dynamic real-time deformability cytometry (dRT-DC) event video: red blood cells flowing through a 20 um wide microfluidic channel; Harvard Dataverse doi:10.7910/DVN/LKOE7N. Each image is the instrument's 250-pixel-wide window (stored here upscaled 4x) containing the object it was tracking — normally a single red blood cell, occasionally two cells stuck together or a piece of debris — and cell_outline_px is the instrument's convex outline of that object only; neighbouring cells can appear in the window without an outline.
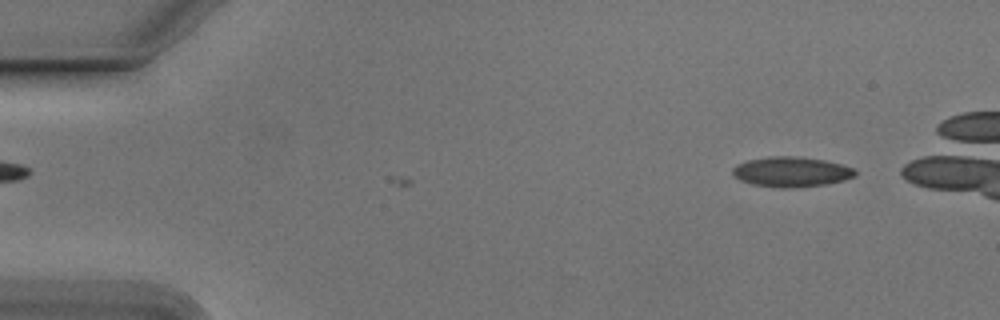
{"species": "Egyptian fruit bat (a non-hibernating species)", "species_latin": "Rousettus aegyptiacus", "temperature_condition": "cold", "stored_images_in_passage": 5, "camera_frame_rate_fps": 3000, "um_per_image_px": 0.085, "animal": {"sex": "male"}, "frame": {"image": 1, "passage_image": 5, "time_ms": 1.333, "image_size_px": [1000, 320], "cell_outline_px": [[856, 176], [844, 180], [824, 184], [788, 188], [784, 188], [752, 184], [740, 180], [732, 176], [732, 168], [736, 164], [748, 160], [768, 156], [800, 156], [824, 160], [840, 164], [852, 168], [856, 172]], "centroid_in_image_um": [67.22, 14.59], "position_along_channel_um": 17.8, "area_um2": 21.44}}